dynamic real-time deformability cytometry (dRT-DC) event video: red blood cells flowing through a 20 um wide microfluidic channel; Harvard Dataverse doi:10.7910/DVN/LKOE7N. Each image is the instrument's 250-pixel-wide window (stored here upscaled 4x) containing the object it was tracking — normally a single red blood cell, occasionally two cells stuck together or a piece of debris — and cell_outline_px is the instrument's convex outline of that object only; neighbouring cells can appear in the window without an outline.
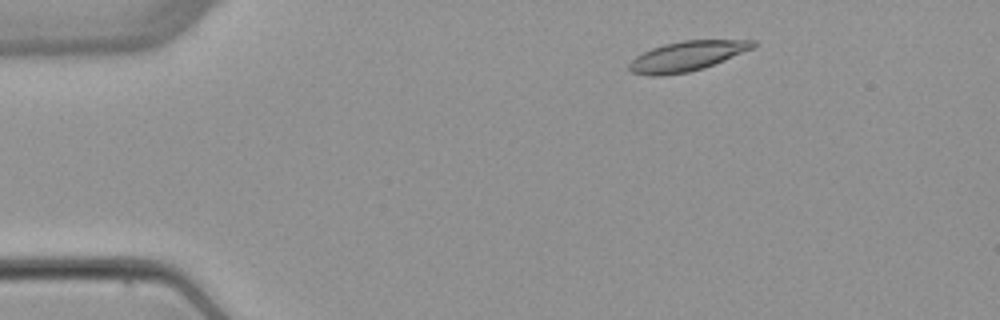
{"species": "common noctule bat (a hibernating species)", "species_latin": "Nyctalus noctula", "temperature_condition": "warm", "stored_images_in_passage": 4, "camera_frame_rate_fps": 3000, "um_per_image_px": 0.085, "animal": {"sex": "female", "body_mass_g": 22.7, "forearm_length_mm": 54.2}, "frame": {"image": 1, "passage_image": 2, "time_ms": 1.333, "image_size_px": [1000, 320], "cell_outline_px": [[756, 44], [752, 48], [704, 68], [688, 72], [660, 76], [648, 76], [632, 72], [628, 68], [628, 64], [636, 56], [652, 48], [664, 44], [684, 40], [756, 40]], "centroid_in_image_um": [58.35, 4.78], "position_along_channel_um": 26.7, "area_um2": 21.33}}